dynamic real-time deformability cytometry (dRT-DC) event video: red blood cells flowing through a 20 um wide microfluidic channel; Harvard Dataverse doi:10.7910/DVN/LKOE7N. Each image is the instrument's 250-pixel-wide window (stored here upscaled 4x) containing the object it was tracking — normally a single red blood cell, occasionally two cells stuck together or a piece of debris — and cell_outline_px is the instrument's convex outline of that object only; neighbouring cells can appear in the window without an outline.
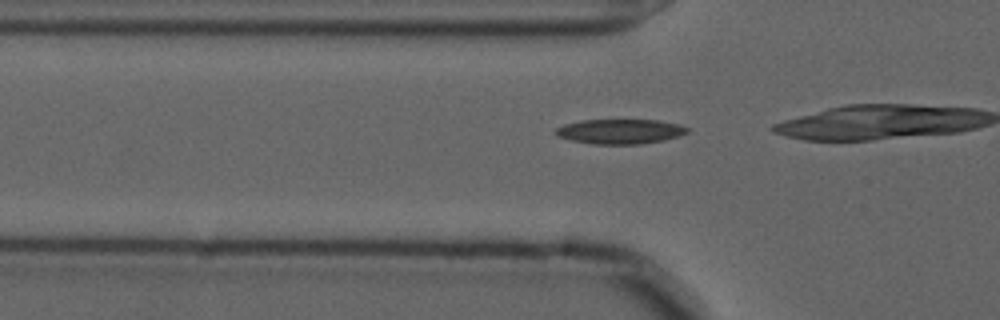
{"species": "common noctule bat (a hibernating species)", "species_latin": "Nyctalus noctula", "temperature_condition": "cold", "stored_images_in_passage": 17, "camera_frame_rate_fps": 3000, "um_per_image_px": 0.085, "animal": {"sex": "male", "forearm_length_mm": 52.5}, "frame": {"image": 1, "passage_image": 14, "time_ms": 4.333, "image_size_px": [1000, 320], "cell_outline_px": [[688, 132], [680, 136], [664, 140], [640, 144], [592, 144], [572, 140], [556, 136], [552, 132], [556, 128], [564, 124], [580, 120], [656, 120], [676, 124], [688, 128]], "centroid_in_image_um": [52.65, 11.18], "position_along_channel_um": 73.1, "area_um2": 19.02}}